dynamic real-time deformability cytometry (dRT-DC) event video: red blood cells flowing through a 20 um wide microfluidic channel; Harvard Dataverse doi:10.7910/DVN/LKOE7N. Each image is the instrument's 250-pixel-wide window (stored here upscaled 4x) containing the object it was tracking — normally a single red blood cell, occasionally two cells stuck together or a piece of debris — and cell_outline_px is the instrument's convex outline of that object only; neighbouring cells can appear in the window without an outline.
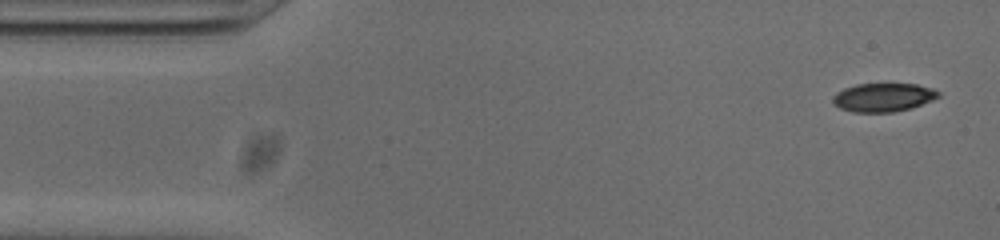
{"species": "common noctule bat (a hibernating species)", "species_latin": "Nyctalus noctula", "temperature_condition": "cold", "stored_images_in_passage": 52, "camera_frame_rate_fps": 3000, "um_per_image_px": 0.085, "animal": {"sex": "male", "body_mass_g": 20.0, "forearm_length_mm": 53.3}, "frame": {"image": 1, "passage_image": 2, "time_ms": 0.333, "image_size_px": [1000, 240], "cell_outline_px": [[940, 96], [932, 100], [912, 108], [892, 112], [852, 112], [840, 108], [832, 104], [832, 96], [836, 92], [844, 88], [856, 84], [916, 84], [932, 88], [940, 92]], "centroid_in_image_um": [75.05, 8.28], "position_along_channel_um": 9.9, "area_um2": 17.69}}
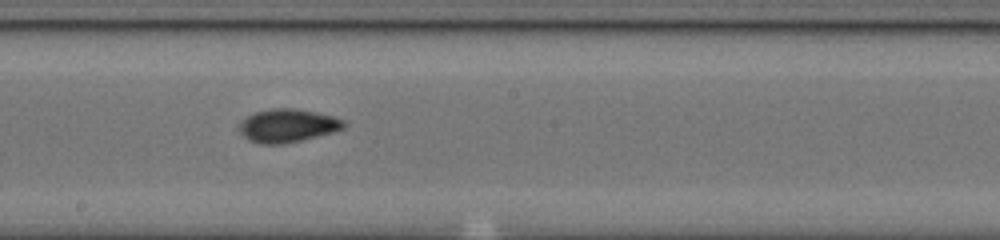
{"frame": {"image": 2, "passage_image": 27, "time_ms": 8.667, "image_size_px": [1000, 240], "cell_outline_px": [[348, 124], [344, 128], [332, 132], [284, 144], [260, 144], [248, 140], [236, 128], [236, 124], [248, 116], [256, 112], [272, 108], [296, 108], [316, 112], [332, 116], [344, 120]], "centroid_in_image_um": [24.41, 10.67], "position_along_channel_um": 223.8, "area_um2": 20.4}}
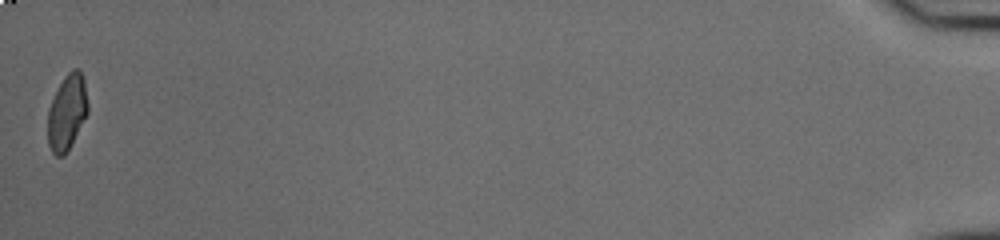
{"frame": {"image": 3, "passage_image": 52, "time_ms": 17.0, "image_size_px": [1000, 240], "cell_outline_px": [[88, 112], [64, 156], [56, 156], [52, 152], [48, 144], [48, 108], [64, 76], [72, 68], [80, 68], [84, 80], [88, 104]], "centroid_in_image_um": [5.7, 9.51], "position_along_channel_um": 429.5, "area_um2": 17.46}, "authors_computed_cell_mechanics": {"area_um2": 18.9006, "velocity_mm_per_s": 3.79, "shape_relaxation_time_tau1_ms": 5.1082, "shape_relaxation_time_tau2_ms": 2.0127, "deformation_change_tau1": 0.1512, "deformation_change_tau2": 0.064}}